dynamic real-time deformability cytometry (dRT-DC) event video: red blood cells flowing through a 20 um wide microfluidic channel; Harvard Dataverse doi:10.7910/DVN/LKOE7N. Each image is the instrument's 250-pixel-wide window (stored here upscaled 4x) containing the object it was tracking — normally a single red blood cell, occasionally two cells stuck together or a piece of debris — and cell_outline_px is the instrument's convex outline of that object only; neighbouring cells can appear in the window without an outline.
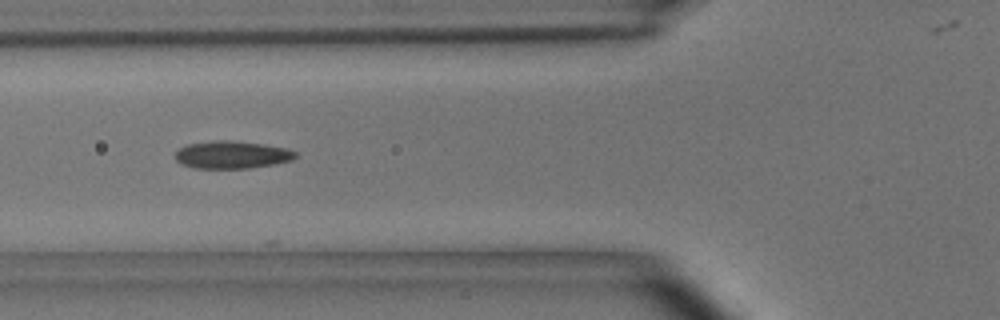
{"species": "common noctule bat (a hibernating species)", "species_latin": "Nyctalus noctula", "temperature_condition": "room temperature", "stored_images_in_passage": 10, "camera_frame_rate_fps": 3000, "um_per_image_px": 0.085, "animal": {"sex": "male", "body_mass_g": 15.6}, "frame": {"image": 1, "passage_image": 5, "time_ms": 1.333, "image_size_px": [1000, 320], "cell_outline_px": [[296, 156], [292, 160], [272, 164], [248, 168], [192, 168], [180, 164], [176, 160], [176, 152], [180, 148], [188, 144], [216, 140], [232, 140], [264, 144], [288, 148], [296, 152]], "centroid_in_image_um": [19.7, 13.15], "position_along_channel_um": 106.1, "area_um2": 19.31}}
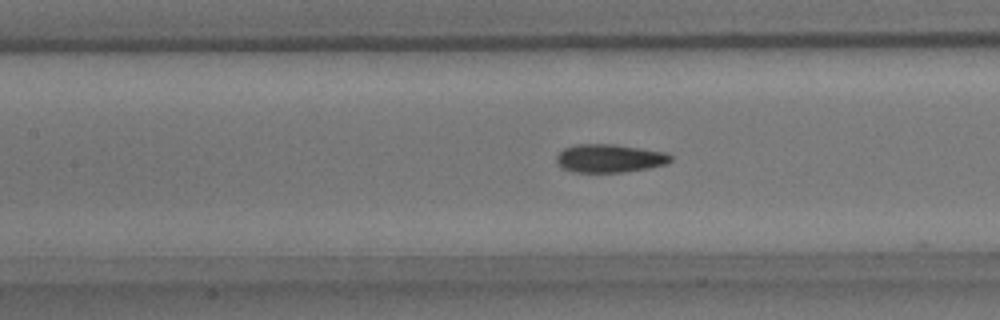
{"frame": {"image": 2, "passage_image": 9, "time_ms": 2.667, "image_size_px": [1000, 320], "cell_outline_px": [[672, 160], [668, 164], [648, 168], [620, 172], [572, 172], [560, 168], [556, 160], [556, 156], [564, 148], [576, 144], [616, 144], [664, 152], [672, 156]], "centroid_in_image_um": [51.79, 13.46], "position_along_channel_um": 155.6, "area_um2": 18.9}}